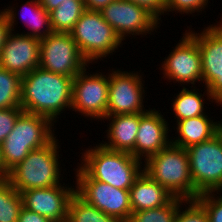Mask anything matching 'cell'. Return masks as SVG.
Returning a JSON list of instances; mask_svg holds the SVG:
<instances>
[{"label":"cell","mask_w":222,"mask_h":222,"mask_svg":"<svg viewBox=\"0 0 222 222\" xmlns=\"http://www.w3.org/2000/svg\"><path fill=\"white\" fill-rule=\"evenodd\" d=\"M73 79L40 67L33 69L22 77L21 108L57 123L65 109L71 110Z\"/></svg>","instance_id":"obj_1"},{"label":"cell","mask_w":222,"mask_h":222,"mask_svg":"<svg viewBox=\"0 0 222 222\" xmlns=\"http://www.w3.org/2000/svg\"><path fill=\"white\" fill-rule=\"evenodd\" d=\"M90 148V149H89ZM87 148L78 166L91 178L113 187L130 190L135 179L143 171V161L128 152L105 148L100 143Z\"/></svg>","instance_id":"obj_2"},{"label":"cell","mask_w":222,"mask_h":222,"mask_svg":"<svg viewBox=\"0 0 222 222\" xmlns=\"http://www.w3.org/2000/svg\"><path fill=\"white\" fill-rule=\"evenodd\" d=\"M54 125L46 116L23 111L18 116L13 130L0 144L5 169L10 172L31 150L50 143L56 136Z\"/></svg>","instance_id":"obj_3"},{"label":"cell","mask_w":222,"mask_h":222,"mask_svg":"<svg viewBox=\"0 0 222 222\" xmlns=\"http://www.w3.org/2000/svg\"><path fill=\"white\" fill-rule=\"evenodd\" d=\"M143 170L173 196L196 200L200 195L190 176L187 149L170 143L143 162Z\"/></svg>","instance_id":"obj_4"},{"label":"cell","mask_w":222,"mask_h":222,"mask_svg":"<svg viewBox=\"0 0 222 222\" xmlns=\"http://www.w3.org/2000/svg\"><path fill=\"white\" fill-rule=\"evenodd\" d=\"M58 144L59 139L56 136L45 146L31 150L28 156L9 172L8 180L19 193L61 184L64 178L61 176Z\"/></svg>","instance_id":"obj_5"},{"label":"cell","mask_w":222,"mask_h":222,"mask_svg":"<svg viewBox=\"0 0 222 222\" xmlns=\"http://www.w3.org/2000/svg\"><path fill=\"white\" fill-rule=\"evenodd\" d=\"M70 35L89 64L112 55V52L115 53L123 45L121 38L103 19L101 12L95 10L86 9Z\"/></svg>","instance_id":"obj_6"},{"label":"cell","mask_w":222,"mask_h":222,"mask_svg":"<svg viewBox=\"0 0 222 222\" xmlns=\"http://www.w3.org/2000/svg\"><path fill=\"white\" fill-rule=\"evenodd\" d=\"M187 154L196 191L222 192V145L217 137L188 147Z\"/></svg>","instance_id":"obj_7"},{"label":"cell","mask_w":222,"mask_h":222,"mask_svg":"<svg viewBox=\"0 0 222 222\" xmlns=\"http://www.w3.org/2000/svg\"><path fill=\"white\" fill-rule=\"evenodd\" d=\"M73 170L76 172V193L83 200L122 222L129 221L132 214L129 190L91 179L80 167Z\"/></svg>","instance_id":"obj_8"},{"label":"cell","mask_w":222,"mask_h":222,"mask_svg":"<svg viewBox=\"0 0 222 222\" xmlns=\"http://www.w3.org/2000/svg\"><path fill=\"white\" fill-rule=\"evenodd\" d=\"M88 65L70 33L53 32L40 40V68L75 78Z\"/></svg>","instance_id":"obj_9"},{"label":"cell","mask_w":222,"mask_h":222,"mask_svg":"<svg viewBox=\"0 0 222 222\" xmlns=\"http://www.w3.org/2000/svg\"><path fill=\"white\" fill-rule=\"evenodd\" d=\"M94 73L87 72L86 67L73 79L71 109L101 122L107 116L109 73Z\"/></svg>","instance_id":"obj_10"},{"label":"cell","mask_w":222,"mask_h":222,"mask_svg":"<svg viewBox=\"0 0 222 222\" xmlns=\"http://www.w3.org/2000/svg\"><path fill=\"white\" fill-rule=\"evenodd\" d=\"M188 30L201 53L203 86L218 103H222V27L215 23L200 33L190 27Z\"/></svg>","instance_id":"obj_11"},{"label":"cell","mask_w":222,"mask_h":222,"mask_svg":"<svg viewBox=\"0 0 222 222\" xmlns=\"http://www.w3.org/2000/svg\"><path fill=\"white\" fill-rule=\"evenodd\" d=\"M109 72V96L107 116L144 113L145 81L137 71L116 68Z\"/></svg>","instance_id":"obj_12"},{"label":"cell","mask_w":222,"mask_h":222,"mask_svg":"<svg viewBox=\"0 0 222 222\" xmlns=\"http://www.w3.org/2000/svg\"><path fill=\"white\" fill-rule=\"evenodd\" d=\"M181 40L176 44L170 54L163 58L160 70H163V78L180 83L181 86L191 83H202L201 53L197 41L185 31Z\"/></svg>","instance_id":"obj_13"},{"label":"cell","mask_w":222,"mask_h":222,"mask_svg":"<svg viewBox=\"0 0 222 222\" xmlns=\"http://www.w3.org/2000/svg\"><path fill=\"white\" fill-rule=\"evenodd\" d=\"M100 12L123 42L131 35H153L152 32L160 27V22L151 13L131 1L114 0Z\"/></svg>","instance_id":"obj_14"},{"label":"cell","mask_w":222,"mask_h":222,"mask_svg":"<svg viewBox=\"0 0 222 222\" xmlns=\"http://www.w3.org/2000/svg\"><path fill=\"white\" fill-rule=\"evenodd\" d=\"M75 193L76 187L63 182V185L26 190L21 192V196L26 209L52 222H66L69 203Z\"/></svg>","instance_id":"obj_15"},{"label":"cell","mask_w":222,"mask_h":222,"mask_svg":"<svg viewBox=\"0 0 222 222\" xmlns=\"http://www.w3.org/2000/svg\"><path fill=\"white\" fill-rule=\"evenodd\" d=\"M39 65L40 39L11 31L0 52V67L23 77Z\"/></svg>","instance_id":"obj_16"},{"label":"cell","mask_w":222,"mask_h":222,"mask_svg":"<svg viewBox=\"0 0 222 222\" xmlns=\"http://www.w3.org/2000/svg\"><path fill=\"white\" fill-rule=\"evenodd\" d=\"M169 128V123L160 110L149 108V111L140 113L135 148L130 154L145 162L171 143Z\"/></svg>","instance_id":"obj_17"},{"label":"cell","mask_w":222,"mask_h":222,"mask_svg":"<svg viewBox=\"0 0 222 222\" xmlns=\"http://www.w3.org/2000/svg\"><path fill=\"white\" fill-rule=\"evenodd\" d=\"M109 120L106 131L108 141L100 142L110 150L131 153L135 148L136 136L139 130L140 113L125 115H110L101 121Z\"/></svg>","instance_id":"obj_18"},{"label":"cell","mask_w":222,"mask_h":222,"mask_svg":"<svg viewBox=\"0 0 222 222\" xmlns=\"http://www.w3.org/2000/svg\"><path fill=\"white\" fill-rule=\"evenodd\" d=\"M129 191L132 213L164 206L175 197L144 170L135 179Z\"/></svg>","instance_id":"obj_19"},{"label":"cell","mask_w":222,"mask_h":222,"mask_svg":"<svg viewBox=\"0 0 222 222\" xmlns=\"http://www.w3.org/2000/svg\"><path fill=\"white\" fill-rule=\"evenodd\" d=\"M206 115L184 119L175 123V133L178 137H170L175 146L187 149L188 147L209 140L215 136L217 121ZM173 138V139H172Z\"/></svg>","instance_id":"obj_20"},{"label":"cell","mask_w":222,"mask_h":222,"mask_svg":"<svg viewBox=\"0 0 222 222\" xmlns=\"http://www.w3.org/2000/svg\"><path fill=\"white\" fill-rule=\"evenodd\" d=\"M182 90L178 92L176 97L171 101L173 102L171 105V109L175 116L176 121H181L188 118L197 117L200 115H206V109L204 104L206 103L204 97L206 94L207 101H212L213 103H217V106L222 105V103H218L209 93L207 88L204 93L198 92L199 89L196 86H193L192 89H188L185 86L181 88ZM198 90V91H197ZM204 96V97H203ZM212 99V100H211Z\"/></svg>","instance_id":"obj_21"},{"label":"cell","mask_w":222,"mask_h":222,"mask_svg":"<svg viewBox=\"0 0 222 222\" xmlns=\"http://www.w3.org/2000/svg\"><path fill=\"white\" fill-rule=\"evenodd\" d=\"M22 6L20 11V13L22 12L20 15L21 18L19 19L25 22L24 25L28 28V32H26V34L24 31V33L22 32L21 34L41 40L53 33L50 13L40 4L39 0H28ZM28 10L30 11V15H28Z\"/></svg>","instance_id":"obj_22"},{"label":"cell","mask_w":222,"mask_h":222,"mask_svg":"<svg viewBox=\"0 0 222 222\" xmlns=\"http://www.w3.org/2000/svg\"><path fill=\"white\" fill-rule=\"evenodd\" d=\"M85 10L83 0H65L49 12L53 32L70 33Z\"/></svg>","instance_id":"obj_23"},{"label":"cell","mask_w":222,"mask_h":222,"mask_svg":"<svg viewBox=\"0 0 222 222\" xmlns=\"http://www.w3.org/2000/svg\"><path fill=\"white\" fill-rule=\"evenodd\" d=\"M66 222H122L119 219L109 216L91 204H88L77 193L69 203Z\"/></svg>","instance_id":"obj_24"},{"label":"cell","mask_w":222,"mask_h":222,"mask_svg":"<svg viewBox=\"0 0 222 222\" xmlns=\"http://www.w3.org/2000/svg\"><path fill=\"white\" fill-rule=\"evenodd\" d=\"M23 201L8 179L0 180V222H18Z\"/></svg>","instance_id":"obj_25"},{"label":"cell","mask_w":222,"mask_h":222,"mask_svg":"<svg viewBox=\"0 0 222 222\" xmlns=\"http://www.w3.org/2000/svg\"><path fill=\"white\" fill-rule=\"evenodd\" d=\"M22 77L0 67V109L21 107Z\"/></svg>","instance_id":"obj_26"},{"label":"cell","mask_w":222,"mask_h":222,"mask_svg":"<svg viewBox=\"0 0 222 222\" xmlns=\"http://www.w3.org/2000/svg\"><path fill=\"white\" fill-rule=\"evenodd\" d=\"M184 201L186 200L174 197L164 206L133 212L128 222H174L178 207Z\"/></svg>","instance_id":"obj_27"},{"label":"cell","mask_w":222,"mask_h":222,"mask_svg":"<svg viewBox=\"0 0 222 222\" xmlns=\"http://www.w3.org/2000/svg\"><path fill=\"white\" fill-rule=\"evenodd\" d=\"M174 222H209V219L206 210L196 200H186L178 207Z\"/></svg>","instance_id":"obj_28"},{"label":"cell","mask_w":222,"mask_h":222,"mask_svg":"<svg viewBox=\"0 0 222 222\" xmlns=\"http://www.w3.org/2000/svg\"><path fill=\"white\" fill-rule=\"evenodd\" d=\"M222 192L200 194L196 201L206 210L209 222H222ZM218 194V196H217Z\"/></svg>","instance_id":"obj_29"},{"label":"cell","mask_w":222,"mask_h":222,"mask_svg":"<svg viewBox=\"0 0 222 222\" xmlns=\"http://www.w3.org/2000/svg\"><path fill=\"white\" fill-rule=\"evenodd\" d=\"M209 0H166L165 13L191 14L201 13L208 6ZM174 11V12H173ZM201 11V12H200Z\"/></svg>","instance_id":"obj_30"},{"label":"cell","mask_w":222,"mask_h":222,"mask_svg":"<svg viewBox=\"0 0 222 222\" xmlns=\"http://www.w3.org/2000/svg\"><path fill=\"white\" fill-rule=\"evenodd\" d=\"M17 10L15 6L9 5V7L0 10V52L6 41L8 34L14 31L17 19Z\"/></svg>","instance_id":"obj_31"},{"label":"cell","mask_w":222,"mask_h":222,"mask_svg":"<svg viewBox=\"0 0 222 222\" xmlns=\"http://www.w3.org/2000/svg\"><path fill=\"white\" fill-rule=\"evenodd\" d=\"M22 112L21 107L0 109V144L13 130L15 122Z\"/></svg>","instance_id":"obj_32"},{"label":"cell","mask_w":222,"mask_h":222,"mask_svg":"<svg viewBox=\"0 0 222 222\" xmlns=\"http://www.w3.org/2000/svg\"><path fill=\"white\" fill-rule=\"evenodd\" d=\"M131 1L151 13L159 22L161 16L165 15L166 0H127Z\"/></svg>","instance_id":"obj_33"},{"label":"cell","mask_w":222,"mask_h":222,"mask_svg":"<svg viewBox=\"0 0 222 222\" xmlns=\"http://www.w3.org/2000/svg\"><path fill=\"white\" fill-rule=\"evenodd\" d=\"M18 222H52L50 219L22 207L19 213Z\"/></svg>","instance_id":"obj_34"},{"label":"cell","mask_w":222,"mask_h":222,"mask_svg":"<svg viewBox=\"0 0 222 222\" xmlns=\"http://www.w3.org/2000/svg\"><path fill=\"white\" fill-rule=\"evenodd\" d=\"M88 10L100 11L114 0H83Z\"/></svg>","instance_id":"obj_35"},{"label":"cell","mask_w":222,"mask_h":222,"mask_svg":"<svg viewBox=\"0 0 222 222\" xmlns=\"http://www.w3.org/2000/svg\"><path fill=\"white\" fill-rule=\"evenodd\" d=\"M65 0H39L40 4L50 12L54 8H57Z\"/></svg>","instance_id":"obj_36"},{"label":"cell","mask_w":222,"mask_h":222,"mask_svg":"<svg viewBox=\"0 0 222 222\" xmlns=\"http://www.w3.org/2000/svg\"><path fill=\"white\" fill-rule=\"evenodd\" d=\"M9 172L5 169L4 163L2 161V154L0 149V180L8 179Z\"/></svg>","instance_id":"obj_37"},{"label":"cell","mask_w":222,"mask_h":222,"mask_svg":"<svg viewBox=\"0 0 222 222\" xmlns=\"http://www.w3.org/2000/svg\"><path fill=\"white\" fill-rule=\"evenodd\" d=\"M215 136L217 137V139L220 141V143L222 145V122H221V120L217 121V123H216Z\"/></svg>","instance_id":"obj_38"},{"label":"cell","mask_w":222,"mask_h":222,"mask_svg":"<svg viewBox=\"0 0 222 222\" xmlns=\"http://www.w3.org/2000/svg\"><path fill=\"white\" fill-rule=\"evenodd\" d=\"M221 20H222V18H221ZM216 23H218L222 27V21L221 22L219 21V22H216Z\"/></svg>","instance_id":"obj_39"}]
</instances>
